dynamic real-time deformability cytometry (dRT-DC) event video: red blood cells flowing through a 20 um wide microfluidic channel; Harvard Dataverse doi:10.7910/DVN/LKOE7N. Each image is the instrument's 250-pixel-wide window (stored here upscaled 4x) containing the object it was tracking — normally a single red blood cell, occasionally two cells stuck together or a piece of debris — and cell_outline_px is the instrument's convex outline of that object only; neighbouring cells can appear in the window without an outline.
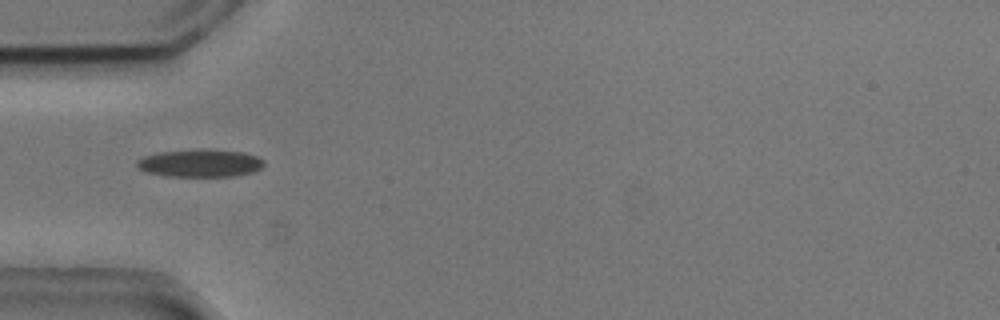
{"species": "common noctule bat (a hibernating species)", "species_latin": "Nyctalus noctula", "temperature_condition": "cold", "stored_images_in_passage": 54, "camera_frame_rate_fps": 3000, "um_per_image_px": 0.085, "animal": {"sex": "male", "body_mass_g": 20.5, "forearm_length_mm": 52.5}, "frame": {"image": 1, "passage_image": 17, "time_ms": 5.333, "image_size_px": [1000, 320], "cell_outline_px": [[264, 164], [260, 168], [252, 172], [236, 176], [164, 176], [148, 172], [136, 168], [136, 160], [144, 156], [156, 152], [196, 148], [204, 148], [240, 152], [256, 156], [264, 160]], "centroid_in_image_um": [16.95, 13.85], "position_along_channel_um": 68.0, "area_um2": 20.81}}
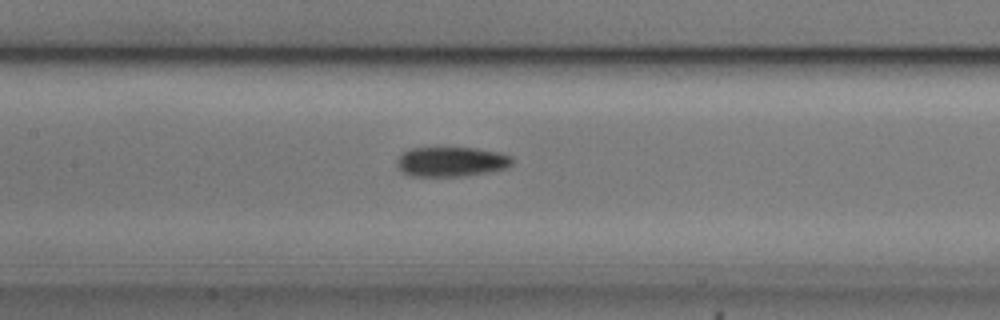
{"frame": {"image": 2, "passage_image": 25, "time_ms": 8.0, "image_size_px": [1000, 320], "cell_outline_px": [[512, 164], [508, 168], [488, 172], [464, 176], [412, 176], [404, 172], [396, 164], [396, 160], [404, 152], [412, 148], [476, 148], [500, 152], [512, 156]], "centroid_in_image_um": [38.4, 13.74], "position_along_channel_um": 169.0, "area_um2": 19.94}}
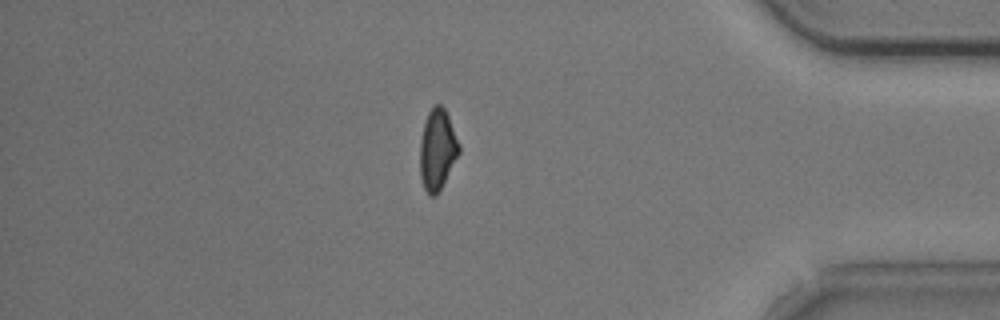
{"frame": {"image": 3, "passage_image": 46, "time_ms": 15.0, "image_size_px": [1000, 320], "cell_outline_px": [[460, 152], [436, 196], [428, 196], [424, 188], [420, 176], [420, 140], [424, 124], [428, 112], [436, 104], [440, 104], [444, 108], [448, 116], [460, 144]], "centroid_in_image_um": [37.17, 12.73], "position_along_channel_um": 398.0, "area_um2": 18.26}, "authors_computed_cell_mechanics": {"area_um2": 19.4208, "velocity_mm_per_s": 3.7487, "shape_relaxation_time_tau1_ms": 6.5852, "shape_relaxation_time_tau2_ms": 6.0849, "deformation_change_tau1": 0.151, "deformation_change_tau2": 0.1271}}